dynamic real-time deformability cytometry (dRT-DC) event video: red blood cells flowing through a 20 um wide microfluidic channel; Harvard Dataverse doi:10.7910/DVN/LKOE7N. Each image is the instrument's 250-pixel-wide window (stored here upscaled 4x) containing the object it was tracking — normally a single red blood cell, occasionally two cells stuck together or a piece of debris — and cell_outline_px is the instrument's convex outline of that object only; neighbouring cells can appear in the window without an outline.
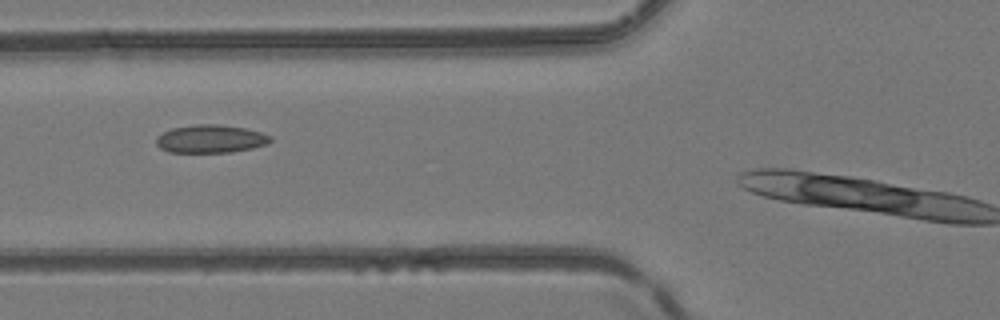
{"species": "common noctule bat (a hibernating species)", "species_latin": "Nyctalus noctula", "temperature_condition": "room temperature", "stored_images_in_passage": 16, "camera_frame_rate_fps": 3000, "um_per_image_px": 0.085, "animal": {"sex": "female", "body_mass_g": 24.6, "forearm_length_mm": 56.2}, "frame": {"image": 1, "passage_image": 10, "time_ms": 3.0, "image_size_px": [1000, 320], "cell_outline_px": [[272, 140], [264, 144], [252, 148], [232, 152], [168, 152], [160, 148], [156, 144], [156, 136], [172, 128], [196, 124], [220, 124], [244, 128], [260, 132], [272, 136]], "centroid_in_image_um": [17.88, 11.8], "position_along_channel_um": 107.9, "area_um2": 18.61}}
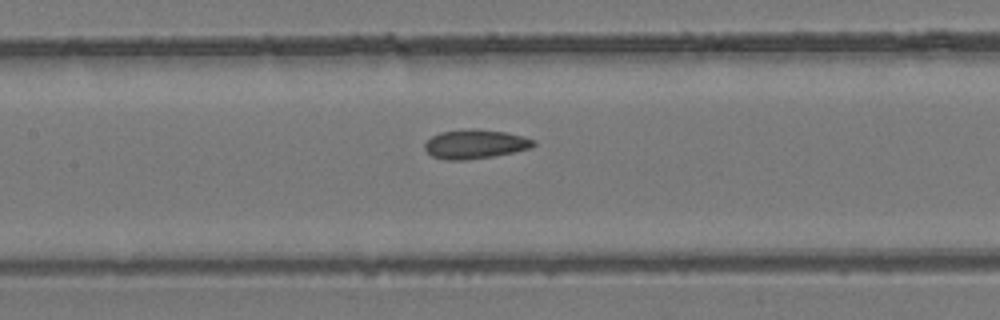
{"frame": {"image": 2, "passage_image": 14, "time_ms": 4.333, "image_size_px": [1000, 320], "cell_outline_px": [[536, 144], [532, 148], [492, 156], [468, 160], [444, 160], [432, 156], [424, 148], [424, 144], [432, 136], [440, 132], [504, 132], [536, 140]], "centroid_in_image_um": [40.38, 12.31], "position_along_channel_um": 167.0, "area_um2": 17.46}}